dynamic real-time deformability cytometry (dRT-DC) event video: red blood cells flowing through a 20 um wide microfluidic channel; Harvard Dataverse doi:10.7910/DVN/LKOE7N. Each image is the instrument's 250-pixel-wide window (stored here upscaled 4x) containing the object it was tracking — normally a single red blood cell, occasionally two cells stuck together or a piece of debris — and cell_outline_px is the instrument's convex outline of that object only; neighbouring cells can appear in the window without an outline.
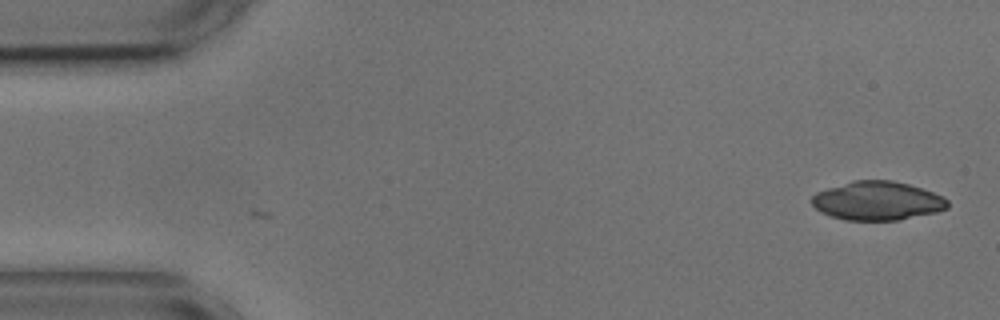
{"species": "common noctule bat (a hibernating species)", "species_latin": "Nyctalus noctula", "temperature_condition": "cold", "stored_images_in_passage": 4, "camera_frame_rate_fps": 3000, "um_per_image_px": 0.085, "animal": {"sex": "male", "body_mass_g": 17.9, "forearm_length_mm": 54.2}, "frame": {"image": 1, "passage_image": 4, "time_ms": 1.0, "image_size_px": [1000, 320], "cell_outline_px": [[948, 208], [936, 212], [896, 220], [844, 220], [820, 212], [812, 204], [812, 196], [816, 192], [852, 180], [892, 180], [908, 184], [944, 196], [948, 200]], "centroid_in_image_um": [74.57, 17.06], "position_along_channel_um": 10.4, "area_um2": 30.58}}